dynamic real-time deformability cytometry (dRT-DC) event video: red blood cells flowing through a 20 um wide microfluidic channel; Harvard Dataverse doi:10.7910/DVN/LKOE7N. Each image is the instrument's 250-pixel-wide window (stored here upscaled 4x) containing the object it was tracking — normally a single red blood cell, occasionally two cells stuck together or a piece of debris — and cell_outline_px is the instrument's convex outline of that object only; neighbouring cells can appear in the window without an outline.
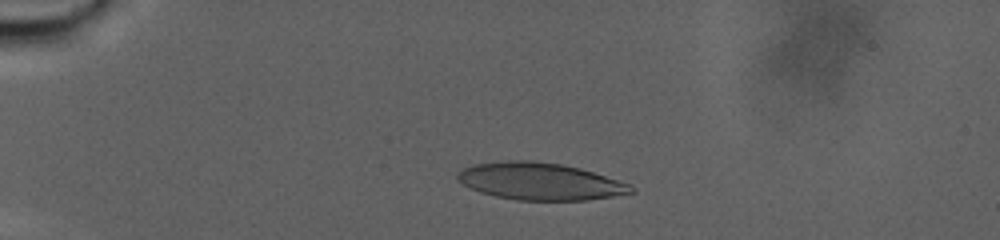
{"species": "human", "species_latin": "Homo sapiens", "temperature_condition": "warm", "stored_images_in_passage": 91, "camera_frame_rate_fps": 3000, "um_per_image_px": 0.085, "donor": {"sex": "male"}, "frame": {"image": 1, "passage_image": 25, "time_ms": 8.0, "image_size_px": [1000, 240], "cell_outline_px": [[636, 192], [588, 200], [516, 200], [496, 196], [480, 192], [468, 188], [456, 180], [456, 176], [464, 168], [472, 164], [508, 160], [532, 160], [560, 164], [580, 168], [632, 184], [636, 188]], "centroid_in_image_um": [45.9, 15.41], "position_along_channel_um": 39.1, "area_um2": 37.8}}
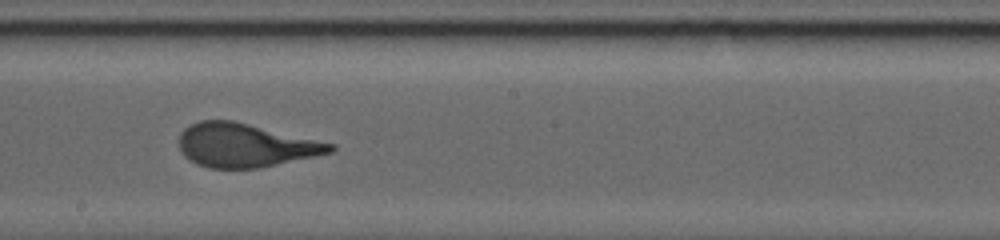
{"frame": {"image": 2, "passage_image": 61, "time_ms": 20.0, "image_size_px": [1000, 240], "cell_outline_px": [[336, 148], [332, 152], [260, 168], [208, 168], [196, 164], [184, 156], [180, 152], [180, 132], [184, 128], [200, 120], [232, 120], [336, 144]], "centroid_in_image_um": [20.83, 12.35], "position_along_channel_um": 227.4, "area_um2": 38.38}}
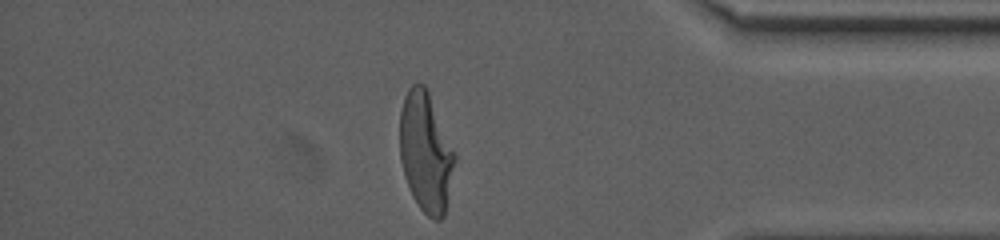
{"frame": {"image": 3, "passage_image": 89, "time_ms": 29.333, "image_size_px": [1000, 240], "cell_outline_px": [[456, 160], [444, 216], [440, 220], [432, 220], [420, 208], [412, 196], [400, 160], [400, 112], [404, 96], [408, 88], [416, 80], [424, 84], [428, 92], [456, 156]], "centroid_in_image_um": [36.17, 12.93], "position_along_channel_um": 399.0, "area_um2": 38.09}, "authors_computed_cell_mechanics": {"area_um2": 38.3792, "velocity_mm_per_s": 2.0688, "shape_relaxation_time_tau1_ms": 10.4978, "shape_relaxation_time_tau2_ms": null, "deformation_change_tau1": 0.288, "deformation_change_tau2": null}}